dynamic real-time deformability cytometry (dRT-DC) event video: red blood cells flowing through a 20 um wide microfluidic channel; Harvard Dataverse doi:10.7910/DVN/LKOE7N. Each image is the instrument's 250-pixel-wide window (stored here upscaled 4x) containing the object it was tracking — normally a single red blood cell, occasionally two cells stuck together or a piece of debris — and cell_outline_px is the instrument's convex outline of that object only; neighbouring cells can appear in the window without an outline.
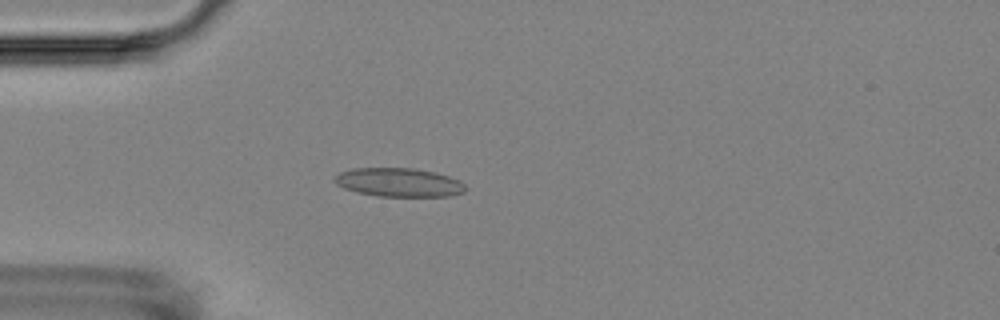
{"species": "Egyptian fruit bat (a non-hibernating species)", "species_latin": "Rousettus aegyptiacus", "temperature_condition": "room temperature", "stored_images_in_passage": 5, "camera_frame_rate_fps": 3000, "um_per_image_px": 0.085, "animal": {"sex": "female"}, "frame": {"image": 1, "passage_image": 5, "time_ms": 4.667, "image_size_px": [1000, 320], "cell_outline_px": [[468, 188], [464, 192], [448, 196], [380, 196], [356, 192], [344, 188], [336, 184], [332, 180], [340, 172], [352, 168], [416, 168], [436, 172], [460, 180]], "centroid_in_image_um": [33.91, 15.49], "position_along_channel_um": 51.1, "area_um2": 22.02}}